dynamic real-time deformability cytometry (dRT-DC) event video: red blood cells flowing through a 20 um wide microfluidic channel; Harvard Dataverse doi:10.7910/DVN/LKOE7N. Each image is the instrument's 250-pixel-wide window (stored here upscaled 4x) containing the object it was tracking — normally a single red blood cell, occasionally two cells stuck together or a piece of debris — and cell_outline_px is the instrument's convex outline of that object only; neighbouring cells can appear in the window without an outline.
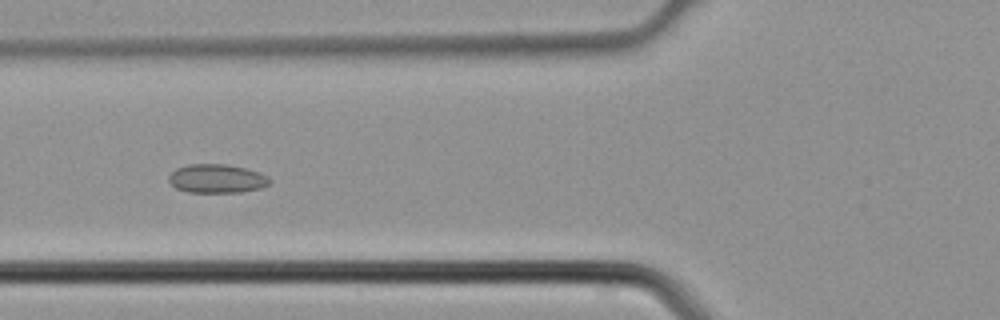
{"species": "common noctule bat (a hibernating species)", "species_latin": "Nyctalus noctula", "temperature_condition": "cold", "stored_images_in_passage": 4, "camera_frame_rate_fps": 3000, "um_per_image_px": 0.085, "animal": {"sex": "male", "body_mass_g": 21.5, "forearm_length_mm": 52.0}, "frame": {"image": 1, "passage_image": 4, "time_ms": 1.0, "image_size_px": [1000, 320], "cell_outline_px": [[272, 180], [268, 184], [260, 188], [240, 192], [188, 192], [176, 188], [168, 180], [168, 176], [176, 168], [188, 164], [228, 164], [260, 172], [268, 176]], "centroid_in_image_um": [18.43, 15.17], "position_along_channel_um": 107.4, "area_um2": 16.94}}